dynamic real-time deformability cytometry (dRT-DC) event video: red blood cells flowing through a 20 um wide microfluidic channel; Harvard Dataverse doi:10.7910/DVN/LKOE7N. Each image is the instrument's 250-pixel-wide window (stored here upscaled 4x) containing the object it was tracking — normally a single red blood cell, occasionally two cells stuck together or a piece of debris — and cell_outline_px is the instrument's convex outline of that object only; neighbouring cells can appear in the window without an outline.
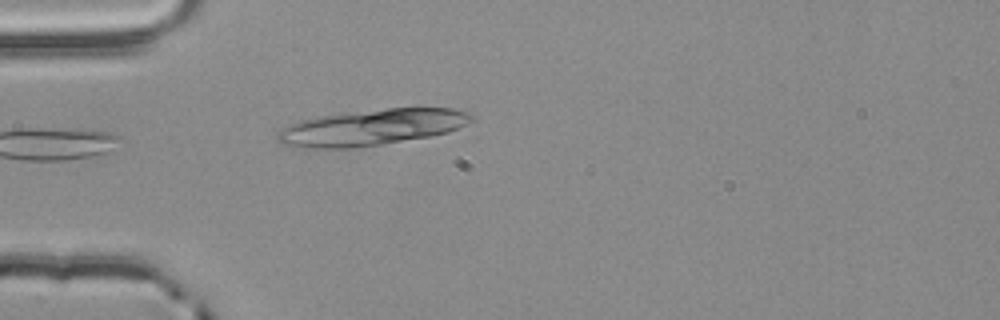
{"species": "common noctule bat (a hibernating species)", "species_latin": "Nyctalus noctula", "temperature_condition": "room temperature", "stored_images_in_passage": 2, "camera_frame_rate_fps": 3000, "um_per_image_px": 0.085, "animal": {"sex": "male", "body_mass_g": 20.4}, "frame": {"image": 1, "passage_image": 2, "time_ms": 0.333, "image_size_px": [1000, 320], "cell_outline_px": [[476, 120], [448, 132], [428, 136], [380, 144], [352, 148], [296, 148], [280, 144], [276, 140], [276, 136], [288, 124], [300, 120], [340, 112], [388, 108], [452, 108], [468, 112]], "centroid_in_image_um": [31.55, 10.82], "position_along_channel_um": 53.4, "area_um2": 40.92}}